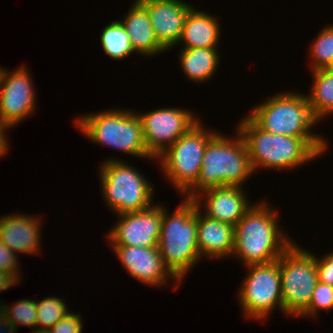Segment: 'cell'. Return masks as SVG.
Listing matches in <instances>:
<instances>
[{
	"label": "cell",
	"mask_w": 333,
	"mask_h": 333,
	"mask_svg": "<svg viewBox=\"0 0 333 333\" xmlns=\"http://www.w3.org/2000/svg\"><path fill=\"white\" fill-rule=\"evenodd\" d=\"M197 207V244L200 257H231L235 226L209 218Z\"/></svg>",
	"instance_id": "18"
},
{
	"label": "cell",
	"mask_w": 333,
	"mask_h": 333,
	"mask_svg": "<svg viewBox=\"0 0 333 333\" xmlns=\"http://www.w3.org/2000/svg\"><path fill=\"white\" fill-rule=\"evenodd\" d=\"M179 62L187 78L204 83L215 74L220 56L218 48H181Z\"/></svg>",
	"instance_id": "21"
},
{
	"label": "cell",
	"mask_w": 333,
	"mask_h": 333,
	"mask_svg": "<svg viewBox=\"0 0 333 333\" xmlns=\"http://www.w3.org/2000/svg\"><path fill=\"white\" fill-rule=\"evenodd\" d=\"M137 114L142 122L147 151L155 159L200 121L195 114L180 107L158 108Z\"/></svg>",
	"instance_id": "11"
},
{
	"label": "cell",
	"mask_w": 333,
	"mask_h": 333,
	"mask_svg": "<svg viewBox=\"0 0 333 333\" xmlns=\"http://www.w3.org/2000/svg\"><path fill=\"white\" fill-rule=\"evenodd\" d=\"M37 328L49 330L70 312L63 299L49 296L36 300Z\"/></svg>",
	"instance_id": "26"
},
{
	"label": "cell",
	"mask_w": 333,
	"mask_h": 333,
	"mask_svg": "<svg viewBox=\"0 0 333 333\" xmlns=\"http://www.w3.org/2000/svg\"><path fill=\"white\" fill-rule=\"evenodd\" d=\"M237 131L247 146L253 172L258 168L295 169L319 158L328 147L323 137H291L266 132L248 115L239 122Z\"/></svg>",
	"instance_id": "1"
},
{
	"label": "cell",
	"mask_w": 333,
	"mask_h": 333,
	"mask_svg": "<svg viewBox=\"0 0 333 333\" xmlns=\"http://www.w3.org/2000/svg\"><path fill=\"white\" fill-rule=\"evenodd\" d=\"M41 220L37 216L8 214L0 217V241L17 256L18 252L37 254L40 252ZM37 252V253H36Z\"/></svg>",
	"instance_id": "17"
},
{
	"label": "cell",
	"mask_w": 333,
	"mask_h": 333,
	"mask_svg": "<svg viewBox=\"0 0 333 333\" xmlns=\"http://www.w3.org/2000/svg\"><path fill=\"white\" fill-rule=\"evenodd\" d=\"M265 100L248 115L264 131L291 137H323L311 131L318 121L306 94L280 92Z\"/></svg>",
	"instance_id": "6"
},
{
	"label": "cell",
	"mask_w": 333,
	"mask_h": 333,
	"mask_svg": "<svg viewBox=\"0 0 333 333\" xmlns=\"http://www.w3.org/2000/svg\"><path fill=\"white\" fill-rule=\"evenodd\" d=\"M118 222L110 228L107 239L112 246L156 247L160 238L163 205L153 204L141 211L118 215Z\"/></svg>",
	"instance_id": "13"
},
{
	"label": "cell",
	"mask_w": 333,
	"mask_h": 333,
	"mask_svg": "<svg viewBox=\"0 0 333 333\" xmlns=\"http://www.w3.org/2000/svg\"><path fill=\"white\" fill-rule=\"evenodd\" d=\"M312 74L313 85L306 97L313 116L319 122L333 113V73L319 69L312 71Z\"/></svg>",
	"instance_id": "22"
},
{
	"label": "cell",
	"mask_w": 333,
	"mask_h": 333,
	"mask_svg": "<svg viewBox=\"0 0 333 333\" xmlns=\"http://www.w3.org/2000/svg\"><path fill=\"white\" fill-rule=\"evenodd\" d=\"M328 72L333 73V57L330 61V63L328 64V66L325 68Z\"/></svg>",
	"instance_id": "34"
},
{
	"label": "cell",
	"mask_w": 333,
	"mask_h": 333,
	"mask_svg": "<svg viewBox=\"0 0 333 333\" xmlns=\"http://www.w3.org/2000/svg\"><path fill=\"white\" fill-rule=\"evenodd\" d=\"M30 333H50L49 330H45V329H40V328H33V330Z\"/></svg>",
	"instance_id": "33"
},
{
	"label": "cell",
	"mask_w": 333,
	"mask_h": 333,
	"mask_svg": "<svg viewBox=\"0 0 333 333\" xmlns=\"http://www.w3.org/2000/svg\"><path fill=\"white\" fill-rule=\"evenodd\" d=\"M147 11L160 44L169 51L178 46L188 13L194 8L182 0H137Z\"/></svg>",
	"instance_id": "15"
},
{
	"label": "cell",
	"mask_w": 333,
	"mask_h": 333,
	"mask_svg": "<svg viewBox=\"0 0 333 333\" xmlns=\"http://www.w3.org/2000/svg\"><path fill=\"white\" fill-rule=\"evenodd\" d=\"M311 71L325 69L333 57V24L326 25L310 45Z\"/></svg>",
	"instance_id": "25"
},
{
	"label": "cell",
	"mask_w": 333,
	"mask_h": 333,
	"mask_svg": "<svg viewBox=\"0 0 333 333\" xmlns=\"http://www.w3.org/2000/svg\"><path fill=\"white\" fill-rule=\"evenodd\" d=\"M32 77L24 65L0 72V120L9 129L34 113L36 98Z\"/></svg>",
	"instance_id": "12"
},
{
	"label": "cell",
	"mask_w": 333,
	"mask_h": 333,
	"mask_svg": "<svg viewBox=\"0 0 333 333\" xmlns=\"http://www.w3.org/2000/svg\"><path fill=\"white\" fill-rule=\"evenodd\" d=\"M17 255L0 241V271L10 274L20 283V270Z\"/></svg>",
	"instance_id": "28"
},
{
	"label": "cell",
	"mask_w": 333,
	"mask_h": 333,
	"mask_svg": "<svg viewBox=\"0 0 333 333\" xmlns=\"http://www.w3.org/2000/svg\"><path fill=\"white\" fill-rule=\"evenodd\" d=\"M8 306L0 304V333H16L22 325L37 328L36 300L21 299Z\"/></svg>",
	"instance_id": "23"
},
{
	"label": "cell",
	"mask_w": 333,
	"mask_h": 333,
	"mask_svg": "<svg viewBox=\"0 0 333 333\" xmlns=\"http://www.w3.org/2000/svg\"><path fill=\"white\" fill-rule=\"evenodd\" d=\"M130 109H111L78 116L76 127L96 144L140 158H155L147 151L142 122Z\"/></svg>",
	"instance_id": "5"
},
{
	"label": "cell",
	"mask_w": 333,
	"mask_h": 333,
	"mask_svg": "<svg viewBox=\"0 0 333 333\" xmlns=\"http://www.w3.org/2000/svg\"><path fill=\"white\" fill-rule=\"evenodd\" d=\"M134 1L123 21L118 20L130 38L133 53L153 57L167 51L158 41L146 9Z\"/></svg>",
	"instance_id": "19"
},
{
	"label": "cell",
	"mask_w": 333,
	"mask_h": 333,
	"mask_svg": "<svg viewBox=\"0 0 333 333\" xmlns=\"http://www.w3.org/2000/svg\"><path fill=\"white\" fill-rule=\"evenodd\" d=\"M100 42L105 55L121 60L133 53L130 38L118 20H113L103 28Z\"/></svg>",
	"instance_id": "24"
},
{
	"label": "cell",
	"mask_w": 333,
	"mask_h": 333,
	"mask_svg": "<svg viewBox=\"0 0 333 333\" xmlns=\"http://www.w3.org/2000/svg\"><path fill=\"white\" fill-rule=\"evenodd\" d=\"M205 130L199 121L156 158L166 179L183 195L196 183L205 147L217 133L216 130Z\"/></svg>",
	"instance_id": "8"
},
{
	"label": "cell",
	"mask_w": 333,
	"mask_h": 333,
	"mask_svg": "<svg viewBox=\"0 0 333 333\" xmlns=\"http://www.w3.org/2000/svg\"><path fill=\"white\" fill-rule=\"evenodd\" d=\"M266 203L264 200L253 203L235 225L232 256L245 266L278 260L293 244L281 230L275 209Z\"/></svg>",
	"instance_id": "2"
},
{
	"label": "cell",
	"mask_w": 333,
	"mask_h": 333,
	"mask_svg": "<svg viewBox=\"0 0 333 333\" xmlns=\"http://www.w3.org/2000/svg\"><path fill=\"white\" fill-rule=\"evenodd\" d=\"M122 161L112 157L99 167L103 200L116 215L145 210L154 204V184L149 183L139 170Z\"/></svg>",
	"instance_id": "7"
},
{
	"label": "cell",
	"mask_w": 333,
	"mask_h": 333,
	"mask_svg": "<svg viewBox=\"0 0 333 333\" xmlns=\"http://www.w3.org/2000/svg\"><path fill=\"white\" fill-rule=\"evenodd\" d=\"M80 315V313L69 312L68 315L49 329L50 333H81L83 324Z\"/></svg>",
	"instance_id": "29"
},
{
	"label": "cell",
	"mask_w": 333,
	"mask_h": 333,
	"mask_svg": "<svg viewBox=\"0 0 333 333\" xmlns=\"http://www.w3.org/2000/svg\"><path fill=\"white\" fill-rule=\"evenodd\" d=\"M283 313L299 317L318 283L315 254L293 243L279 258Z\"/></svg>",
	"instance_id": "9"
},
{
	"label": "cell",
	"mask_w": 333,
	"mask_h": 333,
	"mask_svg": "<svg viewBox=\"0 0 333 333\" xmlns=\"http://www.w3.org/2000/svg\"><path fill=\"white\" fill-rule=\"evenodd\" d=\"M111 248L133 279L149 286L160 287L171 278L177 285L175 288L180 286L181 283L166 268L158 246L149 248L111 246Z\"/></svg>",
	"instance_id": "14"
},
{
	"label": "cell",
	"mask_w": 333,
	"mask_h": 333,
	"mask_svg": "<svg viewBox=\"0 0 333 333\" xmlns=\"http://www.w3.org/2000/svg\"><path fill=\"white\" fill-rule=\"evenodd\" d=\"M318 281L333 286V252L319 259L315 256Z\"/></svg>",
	"instance_id": "30"
},
{
	"label": "cell",
	"mask_w": 333,
	"mask_h": 333,
	"mask_svg": "<svg viewBox=\"0 0 333 333\" xmlns=\"http://www.w3.org/2000/svg\"><path fill=\"white\" fill-rule=\"evenodd\" d=\"M197 204L184 198L174 213L163 206L158 249L169 272L181 283L201 259L197 244Z\"/></svg>",
	"instance_id": "4"
},
{
	"label": "cell",
	"mask_w": 333,
	"mask_h": 333,
	"mask_svg": "<svg viewBox=\"0 0 333 333\" xmlns=\"http://www.w3.org/2000/svg\"><path fill=\"white\" fill-rule=\"evenodd\" d=\"M333 309V286L318 281L308 308L299 317H318V312Z\"/></svg>",
	"instance_id": "27"
},
{
	"label": "cell",
	"mask_w": 333,
	"mask_h": 333,
	"mask_svg": "<svg viewBox=\"0 0 333 333\" xmlns=\"http://www.w3.org/2000/svg\"><path fill=\"white\" fill-rule=\"evenodd\" d=\"M218 18L193 8L186 18L178 45L184 48H217L220 39Z\"/></svg>",
	"instance_id": "20"
},
{
	"label": "cell",
	"mask_w": 333,
	"mask_h": 333,
	"mask_svg": "<svg viewBox=\"0 0 333 333\" xmlns=\"http://www.w3.org/2000/svg\"><path fill=\"white\" fill-rule=\"evenodd\" d=\"M227 138L217 132L205 147L196 183L183 198L194 199L201 191L220 186H240L252 176L253 168L241 134ZM251 175V176H250Z\"/></svg>",
	"instance_id": "3"
},
{
	"label": "cell",
	"mask_w": 333,
	"mask_h": 333,
	"mask_svg": "<svg viewBox=\"0 0 333 333\" xmlns=\"http://www.w3.org/2000/svg\"><path fill=\"white\" fill-rule=\"evenodd\" d=\"M8 128L9 127L0 120V158H2L4 154L6 155L10 146L7 136L5 135L6 129L8 130Z\"/></svg>",
	"instance_id": "31"
},
{
	"label": "cell",
	"mask_w": 333,
	"mask_h": 333,
	"mask_svg": "<svg viewBox=\"0 0 333 333\" xmlns=\"http://www.w3.org/2000/svg\"><path fill=\"white\" fill-rule=\"evenodd\" d=\"M19 284L10 274L0 271V292Z\"/></svg>",
	"instance_id": "32"
},
{
	"label": "cell",
	"mask_w": 333,
	"mask_h": 333,
	"mask_svg": "<svg viewBox=\"0 0 333 333\" xmlns=\"http://www.w3.org/2000/svg\"><path fill=\"white\" fill-rule=\"evenodd\" d=\"M244 192L240 186H220L201 191L193 200L198 208L204 205L203 211L209 218L235 226L252 207Z\"/></svg>",
	"instance_id": "16"
},
{
	"label": "cell",
	"mask_w": 333,
	"mask_h": 333,
	"mask_svg": "<svg viewBox=\"0 0 333 333\" xmlns=\"http://www.w3.org/2000/svg\"><path fill=\"white\" fill-rule=\"evenodd\" d=\"M247 268L249 273L238 291L244 316L263 321L276 306L283 312L279 259Z\"/></svg>",
	"instance_id": "10"
}]
</instances>
